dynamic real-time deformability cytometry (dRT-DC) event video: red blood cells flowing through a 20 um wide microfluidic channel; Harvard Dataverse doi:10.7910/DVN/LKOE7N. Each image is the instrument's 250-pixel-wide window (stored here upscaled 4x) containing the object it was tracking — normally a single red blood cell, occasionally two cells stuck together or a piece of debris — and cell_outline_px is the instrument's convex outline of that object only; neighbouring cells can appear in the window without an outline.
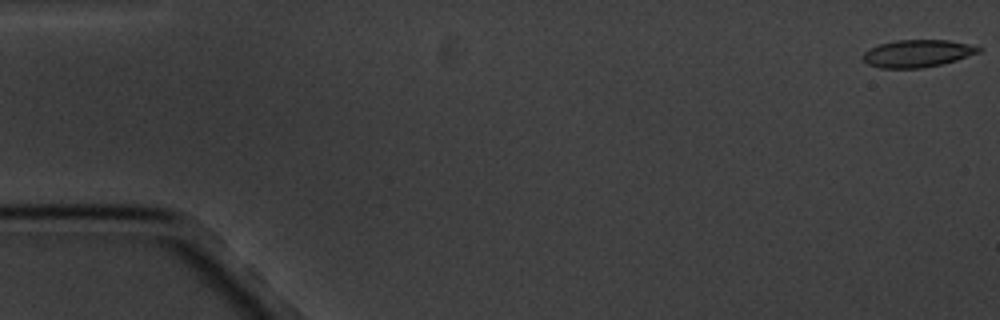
{"species": "common noctule bat (a hibernating species)", "species_latin": "Nyctalus noctula", "temperature_condition": "cold", "stored_images_in_passage": 5, "camera_frame_rate_fps": 3000, "um_per_image_px": 0.085, "animal": {"sex": "male", "body_mass_g": 20.1, "forearm_length_mm": 53.5}, "frame": {"image": 1, "passage_image": 1, "time_ms": 0.0, "image_size_px": [1000, 320], "cell_outline_px": [[980, 52], [956, 60], [940, 64], [920, 68], [880, 68], [868, 64], [860, 56], [868, 48], [880, 44], [896, 40], [948, 40], [968, 44], [980, 48]], "centroid_in_image_um": [77.92, 4.54], "position_along_channel_um": 7.1, "area_um2": 18.32}}
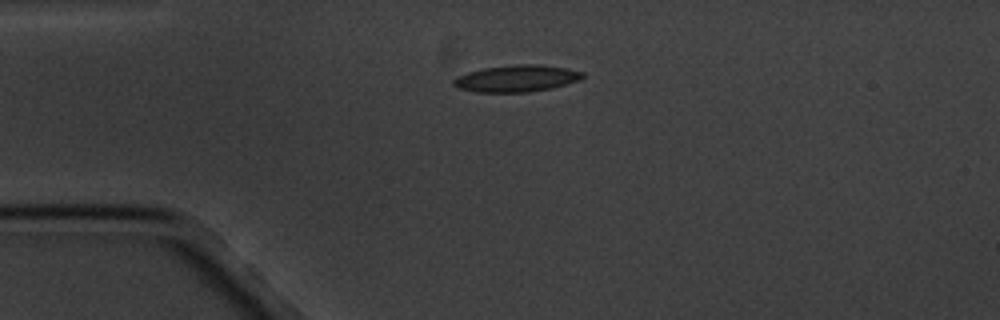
{"frame": {"image": 2, "passage_image": 4, "time_ms": 4.333, "image_size_px": [1000, 320], "cell_outline_px": [[584, 76], [580, 80], [552, 88], [528, 92], [476, 92], [460, 88], [452, 84], [452, 80], [456, 76], [468, 72], [484, 68], [512, 64], [540, 64], [564, 68], [584, 72]], "centroid_in_image_um": [43.9, 6.66], "position_along_channel_um": 41.1, "area_um2": 20.17}}